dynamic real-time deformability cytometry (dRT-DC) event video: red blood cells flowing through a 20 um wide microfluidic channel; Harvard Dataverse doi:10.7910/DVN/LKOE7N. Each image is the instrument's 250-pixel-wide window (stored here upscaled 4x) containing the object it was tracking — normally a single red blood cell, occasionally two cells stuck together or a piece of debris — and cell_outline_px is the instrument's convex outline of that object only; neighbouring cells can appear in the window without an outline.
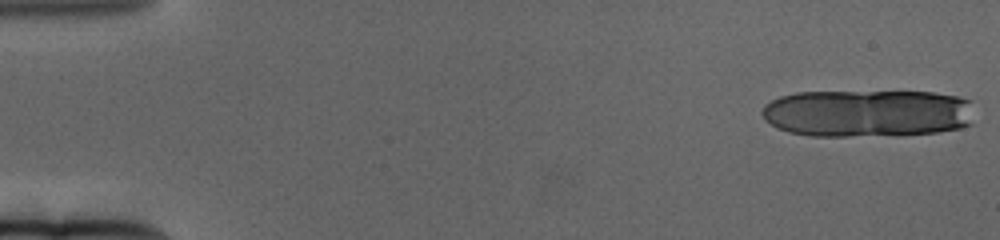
{"species": "human", "species_latin": "Homo sapiens", "temperature_condition": "cold", "stored_images_in_passage": 20, "camera_frame_rate_fps": 3000, "um_per_image_px": 0.085, "donor": {"sex": "female"}, "frame": {"image": 1, "passage_image": 1, "time_ms": 0.0, "image_size_px": [1000, 240], "cell_outline_px": [[972, 124], [960, 128], [936, 132], [848, 136], [812, 136], [788, 132], [776, 128], [764, 120], [760, 112], [764, 104], [780, 96], [796, 92], [932, 92], [956, 96], [972, 100]], "centroid_in_image_um": [73.7, 9.61], "position_along_channel_um": 11.3, "area_um2": 59.07}}